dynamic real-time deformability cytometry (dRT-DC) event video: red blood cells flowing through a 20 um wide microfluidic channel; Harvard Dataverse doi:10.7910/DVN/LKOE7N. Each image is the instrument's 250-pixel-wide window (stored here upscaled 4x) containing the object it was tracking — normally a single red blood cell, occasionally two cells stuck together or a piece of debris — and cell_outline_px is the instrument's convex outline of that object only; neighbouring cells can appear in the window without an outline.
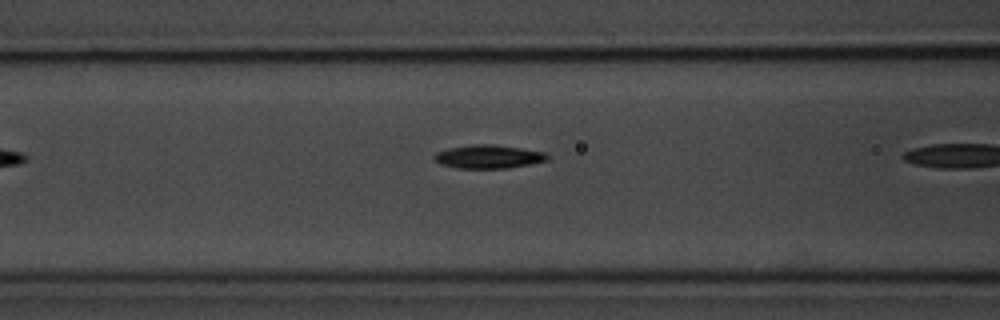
{"species": "common noctule bat (a hibernating species)", "species_latin": "Nyctalus noctula", "temperature_condition": "room temperature", "stored_images_in_passage": 6, "camera_frame_rate_fps": 3000, "um_per_image_px": 0.085, "animal": {"sex": "male", "body_mass_g": 20.1, "forearm_length_mm": 53.5}, "frame": {"image": 1, "passage_image": 5, "time_ms": 1.333, "image_size_px": [1000, 320], "cell_outline_px": [[548, 160], [528, 164], [504, 168], [456, 168], [440, 164], [432, 156], [436, 152], [448, 148], [476, 144], [492, 144], [520, 148], [544, 152], [548, 156]], "centroid_in_image_um": [41.47, 13.31], "position_along_channel_um": 125.1, "area_um2": 15.26}}